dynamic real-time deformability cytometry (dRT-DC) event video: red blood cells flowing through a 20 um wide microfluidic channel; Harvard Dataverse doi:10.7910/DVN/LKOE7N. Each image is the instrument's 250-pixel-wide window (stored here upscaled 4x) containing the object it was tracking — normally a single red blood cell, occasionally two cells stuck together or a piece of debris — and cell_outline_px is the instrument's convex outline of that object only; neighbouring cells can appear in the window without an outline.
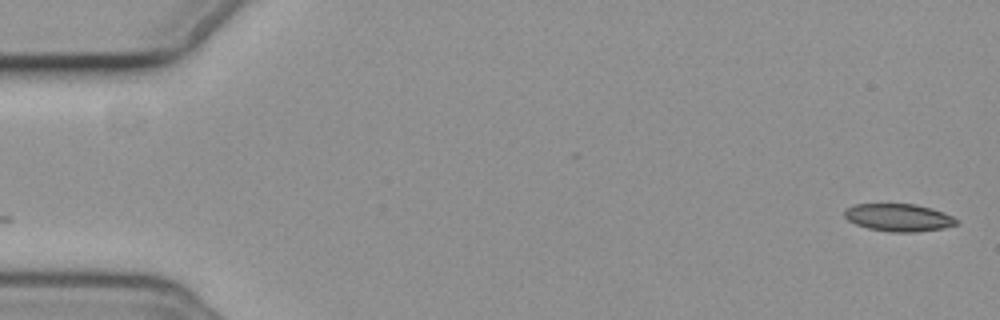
{"species": "common noctule bat (a hibernating species)", "species_latin": "Nyctalus noctula", "temperature_condition": "cold", "stored_images_in_passage": 13, "camera_frame_rate_fps": 3000, "um_per_image_px": 0.085, "animal": {"sex": "female", "body_mass_g": 19.3, "forearm_length_mm": 54.1}, "frame": {"image": 1, "passage_image": 1, "time_ms": 0.0, "image_size_px": [1000, 320], "cell_outline_px": [[960, 224], [944, 228], [912, 232], [892, 232], [868, 228], [856, 224], [848, 220], [844, 216], [844, 208], [856, 204], [916, 204], [932, 208], [952, 216], [960, 220]], "centroid_in_image_um": [76.41, 18.49], "position_along_channel_um": 8.6, "area_um2": 18.09}}